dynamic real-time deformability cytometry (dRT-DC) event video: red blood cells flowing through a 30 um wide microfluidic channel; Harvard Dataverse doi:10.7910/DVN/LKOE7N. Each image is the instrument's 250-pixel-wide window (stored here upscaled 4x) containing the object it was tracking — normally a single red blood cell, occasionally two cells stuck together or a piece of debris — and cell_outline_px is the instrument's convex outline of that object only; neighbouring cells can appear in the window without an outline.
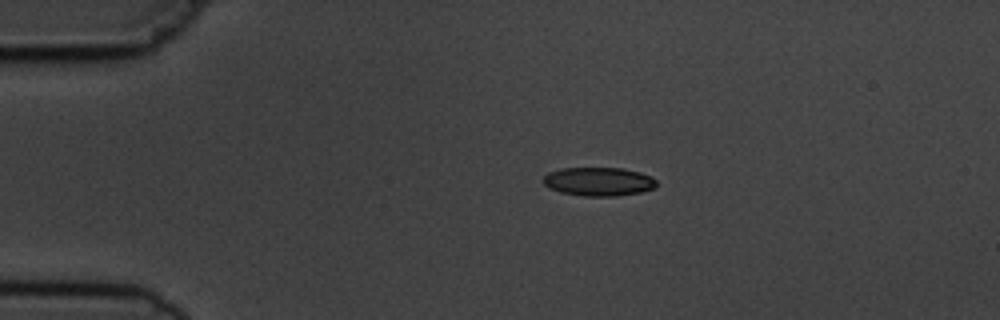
{"species": "common noctule bat (a hibernating species)", "species_latin": "Nyctalus noctula", "temperature_condition": "cold", "stored_images_in_passage": 6, "camera_frame_rate_fps": 3000, "um_per_image_px": 0.085, "animal": {"sex": "male", "body_mass_g": 19.5, "forearm_length_mm": 54.6}, "frame": {"image": 1, "passage_image": 3, "time_ms": 3.333, "image_size_px": [1000, 320], "cell_outline_px": [[656, 188], [640, 192], [616, 196], [584, 196], [560, 192], [548, 188], [544, 184], [544, 176], [548, 172], [560, 168], [624, 168], [640, 172], [652, 176], [656, 180]], "centroid_in_image_um": [50.89, 15.43], "position_along_channel_um": 34.1, "area_um2": 19.07}}
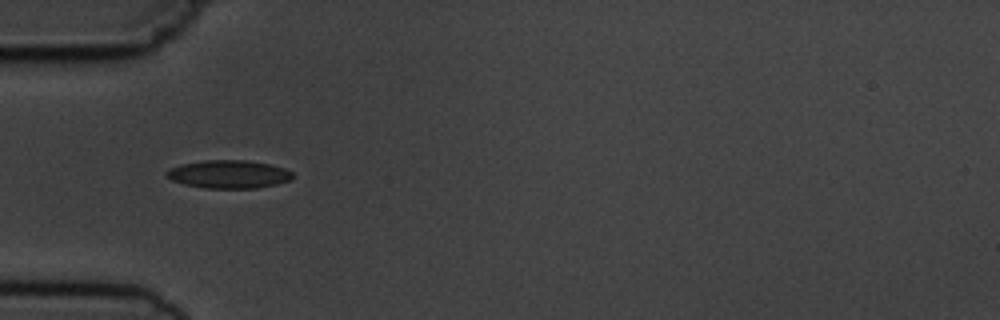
{"frame": {"image": 2, "passage_image": 5, "time_ms": 5.333, "image_size_px": [1000, 320], "cell_outline_px": [[292, 180], [276, 184], [256, 188], [204, 188], [184, 184], [172, 180], [164, 172], [168, 168], [180, 164], [204, 160], [248, 160], [268, 164], [284, 168], [292, 172]], "centroid_in_image_um": [19.42, 14.8], "position_along_channel_um": 65.6, "area_um2": 20.69}}
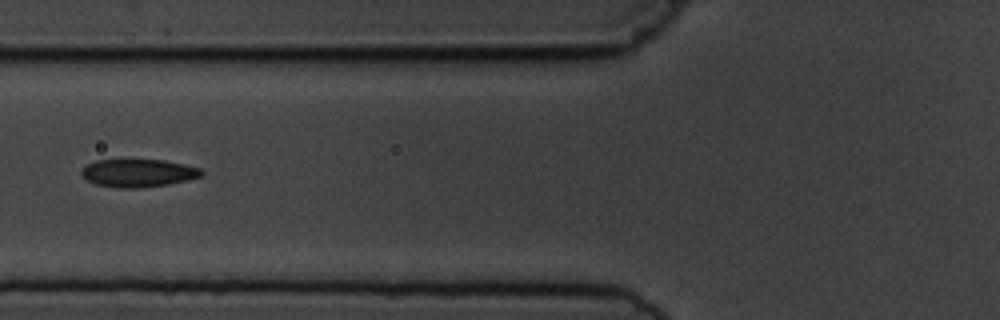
{"frame": {"image": 3, "passage_image": 6, "time_ms": 6.667, "image_size_px": [1000, 320], "cell_outline_px": [[204, 172], [200, 176], [188, 180], [168, 184], [140, 188], [120, 188], [96, 184], [88, 180], [80, 172], [88, 164], [96, 160], [124, 156], [164, 160], [184, 164], [200, 168]], "centroid_in_image_um": [11.73, 14.65], "position_along_channel_um": 114.1, "area_um2": 20.29}}